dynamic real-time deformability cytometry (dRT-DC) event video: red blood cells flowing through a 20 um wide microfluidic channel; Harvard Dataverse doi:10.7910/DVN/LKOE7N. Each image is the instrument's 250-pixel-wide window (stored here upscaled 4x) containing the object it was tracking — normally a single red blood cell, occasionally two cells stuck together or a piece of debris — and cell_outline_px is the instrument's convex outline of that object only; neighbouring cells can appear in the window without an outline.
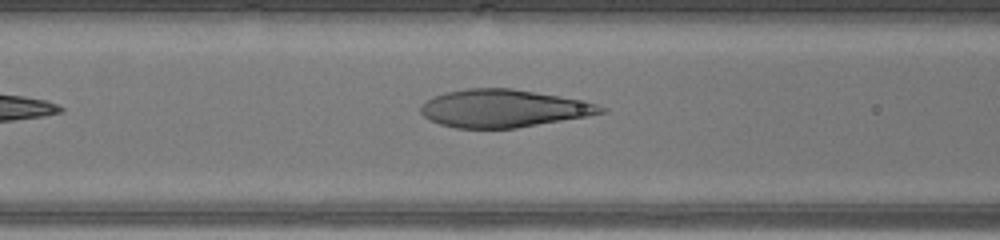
{"species": "human", "species_latin": "Homo sapiens", "temperature_condition": "warm", "stored_images_in_passage": 26, "camera_frame_rate_fps": 3000, "um_per_image_px": 0.085, "donor": {"sex": "male"}, "frame": {"image": 1, "passage_image": 7, "time_ms": 2.0, "image_size_px": [1000, 240], "cell_outline_px": [[608, 112], [516, 128], [456, 128], [440, 124], [424, 116], [420, 112], [420, 104], [432, 96], [444, 92], [468, 88], [512, 88], [560, 96], [596, 104], [608, 108]], "centroid_in_image_um": [42.75, 9.21], "position_along_channel_um": 123.9, "area_um2": 39.48}}
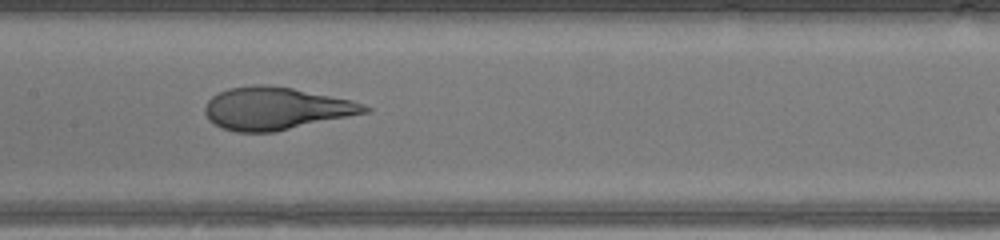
{"frame": {"image": 2, "passage_image": 11, "time_ms": 3.333, "image_size_px": [1000, 240], "cell_outline_px": [[372, 112], [276, 132], [236, 132], [220, 128], [208, 120], [204, 112], [204, 108], [208, 100], [212, 96], [228, 88], [252, 84], [264, 84], [292, 88], [352, 100], [364, 104], [372, 108]], "centroid_in_image_um": [23.47, 9.23], "position_along_channel_um": 183.9, "area_um2": 40.11}}
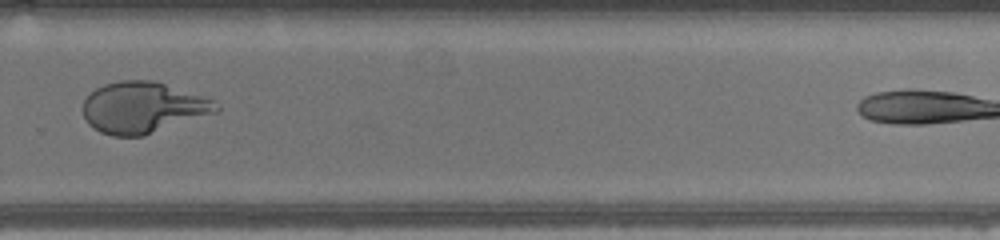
{"frame": {"image": 3, "passage_image": 20, "time_ms": 6.333, "image_size_px": [1000, 240], "cell_outline_px": [[220, 108], [216, 112], [144, 136], [112, 136], [100, 132], [92, 128], [88, 124], [84, 116], [84, 100], [96, 88], [104, 84], [120, 80], [152, 80], [212, 100], [220, 104]], "centroid_in_image_um": [12.11, 9.16], "position_along_channel_um": 317.7, "area_um2": 39.36}}